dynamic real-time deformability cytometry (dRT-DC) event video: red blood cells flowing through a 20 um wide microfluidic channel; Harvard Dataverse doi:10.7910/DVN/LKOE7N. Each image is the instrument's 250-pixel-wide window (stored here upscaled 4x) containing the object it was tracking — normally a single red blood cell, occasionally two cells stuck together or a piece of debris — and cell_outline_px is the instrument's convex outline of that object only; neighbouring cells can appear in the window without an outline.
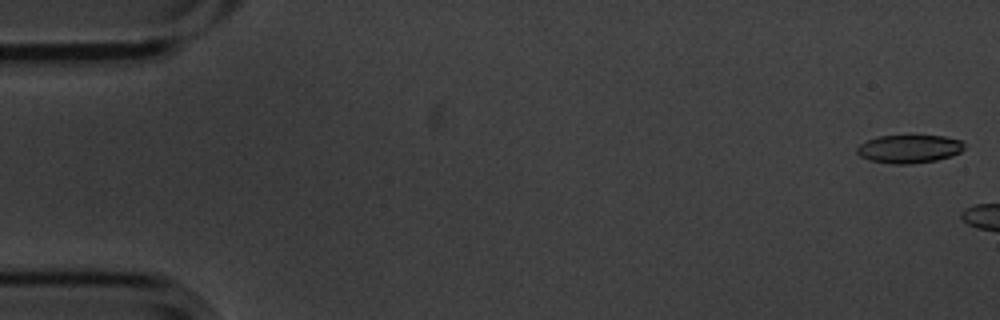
{"species": "common noctule bat (a hibernating species)", "species_latin": "Nyctalus noctula", "temperature_condition": "cold", "stored_images_in_passage": 2, "camera_frame_rate_fps": 3000, "um_per_image_px": 0.085, "animal": {"sex": "male", "body_mass_g": 20.1, "forearm_length_mm": 53.5}, "frame": {"image": 1, "passage_image": 1, "time_ms": 0.0, "image_size_px": [1000, 320], "cell_outline_px": [[964, 148], [960, 152], [952, 156], [936, 160], [908, 164], [892, 164], [868, 160], [860, 156], [856, 152], [856, 148], [860, 144], [876, 136], [912, 132], [944, 136], [960, 140], [964, 144]], "centroid_in_image_um": [77.26, 12.6], "position_along_channel_um": 7.7, "area_um2": 18.61}}